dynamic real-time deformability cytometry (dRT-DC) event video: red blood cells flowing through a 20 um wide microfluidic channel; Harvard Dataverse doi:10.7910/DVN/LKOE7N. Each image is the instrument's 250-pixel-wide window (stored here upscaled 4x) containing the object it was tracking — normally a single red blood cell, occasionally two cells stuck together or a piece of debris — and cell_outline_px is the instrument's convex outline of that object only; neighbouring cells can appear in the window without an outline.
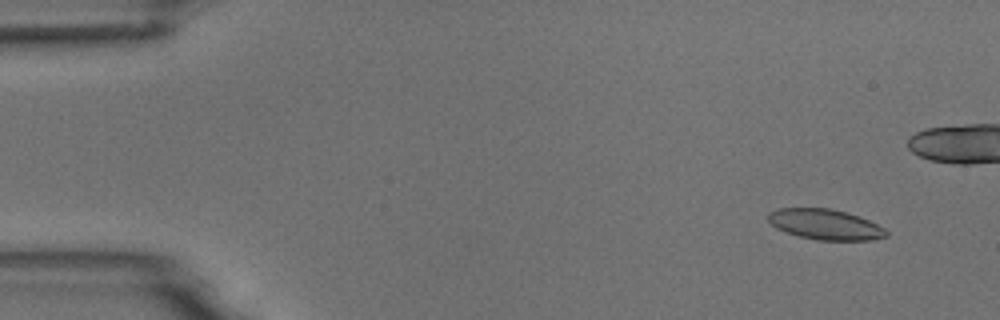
{"species": "common noctule bat (a hibernating species)", "species_latin": "Nyctalus noctula", "temperature_condition": "room temperature", "stored_images_in_passage": 9, "camera_frame_rate_fps": 3000, "um_per_image_px": 0.085, "animal": {"sex": "male", "body_mass_g": 18.8}, "frame": {"image": 1, "passage_image": 1, "time_ms": 0.0, "image_size_px": [1000, 320], "cell_outline_px": [[888, 236], [872, 240], [816, 240], [800, 236], [776, 228], [768, 220], [768, 212], [780, 208], [828, 208], [860, 216], [884, 228], [888, 232]], "centroid_in_image_um": [70.16, 19.08], "position_along_channel_um": 14.8, "area_um2": 20.81}}